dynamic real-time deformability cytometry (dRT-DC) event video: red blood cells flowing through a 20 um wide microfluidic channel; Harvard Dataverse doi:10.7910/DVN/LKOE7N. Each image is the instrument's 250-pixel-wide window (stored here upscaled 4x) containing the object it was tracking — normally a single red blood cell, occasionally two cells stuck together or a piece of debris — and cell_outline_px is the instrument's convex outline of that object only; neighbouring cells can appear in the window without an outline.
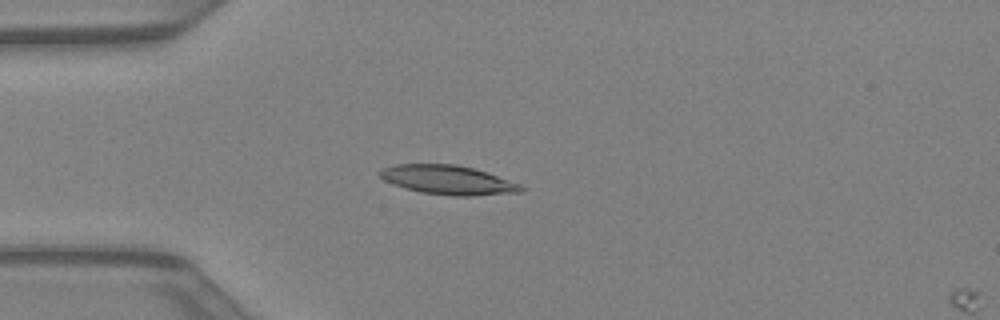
{"species": "Egyptian fruit bat (a non-hibernating species)", "species_latin": "Rousettus aegyptiacus", "temperature_condition": "warm", "stored_images_in_passage": 14, "camera_frame_rate_fps": 3000, "um_per_image_px": 0.085, "animal": {"sex": "female"}, "frame": {"image": 1, "passage_image": 12, "time_ms": 3.667, "image_size_px": [1000, 320], "cell_outline_px": [[524, 192], [468, 196], [452, 196], [420, 192], [404, 188], [392, 184], [384, 180], [380, 176], [380, 172], [384, 168], [396, 164], [456, 164], [488, 172], [520, 184], [524, 188]], "centroid_in_image_um": [38.1, 15.3], "position_along_channel_um": 46.9, "area_um2": 23.99}}